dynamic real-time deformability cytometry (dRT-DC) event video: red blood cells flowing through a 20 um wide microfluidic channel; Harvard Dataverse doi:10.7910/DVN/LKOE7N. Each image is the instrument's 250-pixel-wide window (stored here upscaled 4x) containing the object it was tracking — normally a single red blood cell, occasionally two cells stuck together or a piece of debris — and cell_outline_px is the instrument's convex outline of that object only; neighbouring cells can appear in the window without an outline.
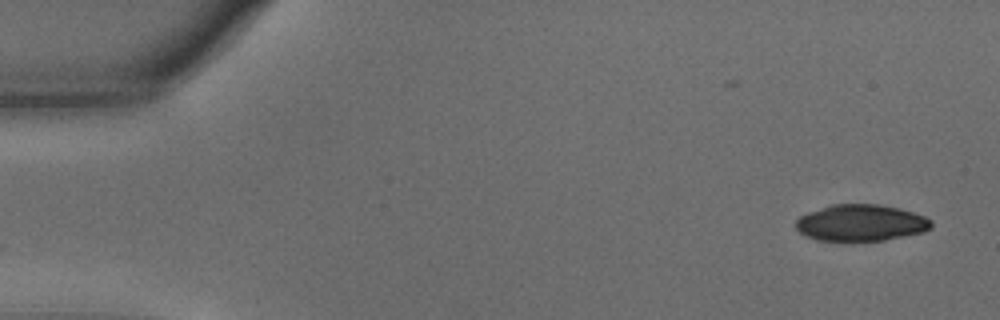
{"species": "common noctule bat (a hibernating species)", "species_latin": "Nyctalus noctula", "temperature_condition": "warm", "stored_images_in_passage": 55, "camera_frame_rate_fps": 3000, "um_per_image_px": 0.085, "animal": {"sex": "male", "body_mass_g": 15.6}, "frame": {"image": 1, "passage_image": 1, "time_ms": 0.0, "image_size_px": [1000, 320], "cell_outline_px": [[932, 228], [924, 232], [884, 240], [816, 240], [804, 236], [796, 228], [796, 220], [800, 216], [808, 212], [832, 204], [880, 204], [900, 208], [924, 216], [932, 220]], "centroid_in_image_um": [73.19, 18.93], "position_along_channel_um": 11.8, "area_um2": 28.84}}
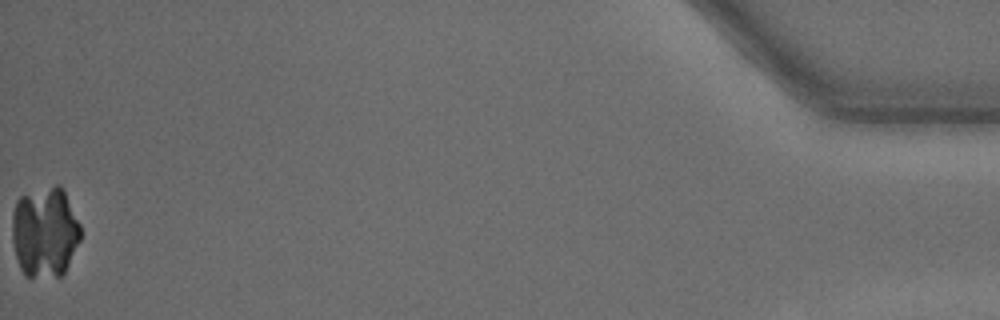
{"frame": {"image": 2, "passage_image": 55, "time_ms": 18.0, "image_size_px": [1000, 320], "cell_outline_px": [[80, 240], [64, 272], [60, 276], [24, 276], [20, 268], [16, 256], [12, 240], [12, 216], [16, 200], [20, 196], [56, 184], [60, 184], [64, 188], [80, 224]], "centroid_in_image_um": [3.81, 19.7], "position_along_channel_um": 431.4, "area_um2": 36.24}}